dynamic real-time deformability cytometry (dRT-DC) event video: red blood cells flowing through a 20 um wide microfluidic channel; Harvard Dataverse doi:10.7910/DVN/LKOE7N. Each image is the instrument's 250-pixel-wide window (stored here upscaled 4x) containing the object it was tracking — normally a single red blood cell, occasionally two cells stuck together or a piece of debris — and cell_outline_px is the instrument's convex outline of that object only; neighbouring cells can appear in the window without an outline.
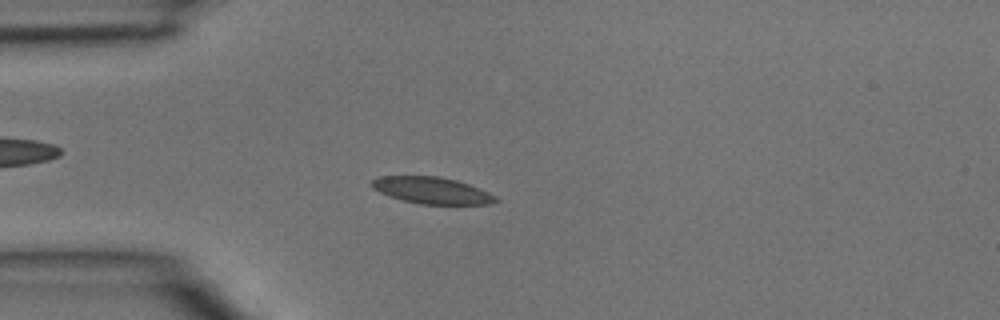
{"species": "common noctule bat (a hibernating species)", "species_latin": "Nyctalus noctula", "temperature_condition": "room temperature", "stored_images_in_passage": 3, "camera_frame_rate_fps": 3000, "um_per_image_px": 0.085, "animal": {"sex": "male", "body_mass_g": 15.6}, "frame": {"image": 1, "passage_image": 3, "time_ms": 0.667, "image_size_px": [1000, 320], "cell_outline_px": [[500, 200], [488, 204], [420, 204], [404, 200], [380, 192], [372, 188], [372, 180], [376, 176], [440, 176], [456, 180], [468, 184], [488, 192], [496, 196]], "centroid_in_image_um": [36.71, 16.18], "position_along_channel_um": 48.3, "area_um2": 19.07}}